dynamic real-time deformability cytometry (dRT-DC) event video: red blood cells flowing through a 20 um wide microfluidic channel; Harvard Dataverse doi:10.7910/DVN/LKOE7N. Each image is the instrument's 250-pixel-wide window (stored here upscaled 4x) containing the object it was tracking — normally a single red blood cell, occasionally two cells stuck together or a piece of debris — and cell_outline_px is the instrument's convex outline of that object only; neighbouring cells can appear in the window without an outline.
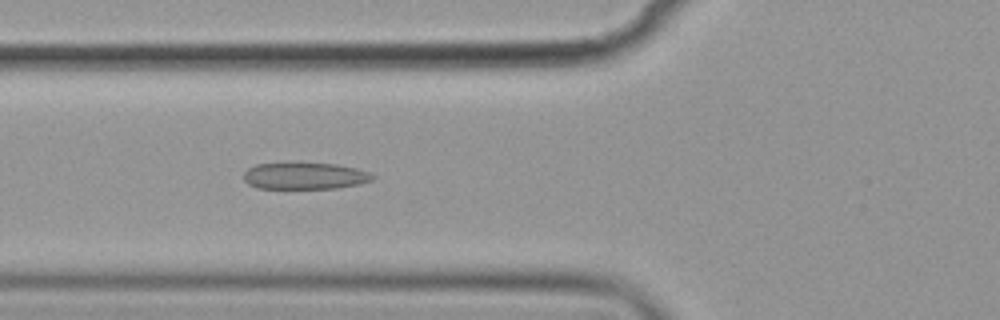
{"species": "common noctule bat (a hibernating species)", "species_latin": "Nyctalus noctula", "temperature_condition": "cold", "stored_images_in_passage": 57, "camera_frame_rate_fps": 3000, "um_per_image_px": 0.085, "animal": {"sex": "female", "body_mass_g": 19.9}, "frame": {"image": 1, "passage_image": 22, "time_ms": 7.0, "image_size_px": [1000, 320], "cell_outline_px": [[376, 176], [372, 180], [356, 184], [336, 188], [256, 188], [248, 184], [244, 180], [244, 172], [248, 168], [256, 164], [288, 160], [336, 164], [356, 168], [368, 172]], "centroid_in_image_um": [25.84, 14.9], "position_along_channel_um": 100.0, "area_um2": 20.81}}
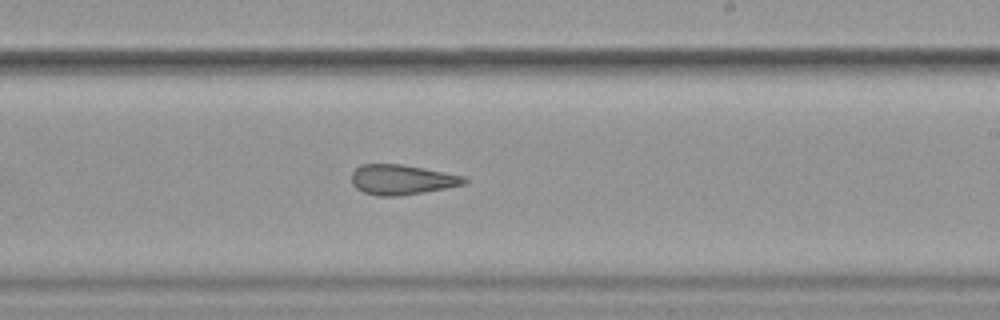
{"frame": {"image": 2, "passage_image": 35, "time_ms": 11.333, "image_size_px": [1000, 320], "cell_outline_px": [[468, 180], [464, 184], [424, 192], [400, 196], [376, 196], [364, 192], [356, 188], [352, 184], [352, 172], [360, 164], [400, 164], [424, 168], [468, 176]], "centroid_in_image_um": [34.16, 15.27], "position_along_channel_um": 254.8, "area_um2": 19.83}}
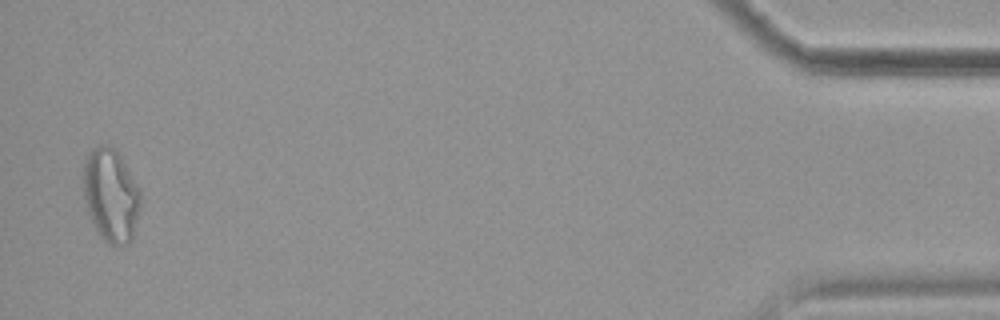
{"frame": {"image": 3, "passage_image": 56, "time_ms": 18.333, "image_size_px": [1000, 320], "cell_outline_px": [[140, 208], [132, 240], [128, 244], [108, 244], [100, 236], [92, 224], [84, 200], [84, 160], [88, 152], [96, 144], [108, 144], [116, 148], [140, 188]], "centroid_in_image_um": [9.42, 16.56], "position_along_channel_um": 425.8, "area_um2": 31.5}, "authors_computed_cell_mechanics": {"area_um2": 22.3686, "velocity_mm_per_s": 3.5776, "shape_relaxation_time_tau1_ms": null, "shape_relaxation_time_tau2_ms": 3.5977, "deformation_change_tau1": null, "deformation_change_tau2": 0.1099}}